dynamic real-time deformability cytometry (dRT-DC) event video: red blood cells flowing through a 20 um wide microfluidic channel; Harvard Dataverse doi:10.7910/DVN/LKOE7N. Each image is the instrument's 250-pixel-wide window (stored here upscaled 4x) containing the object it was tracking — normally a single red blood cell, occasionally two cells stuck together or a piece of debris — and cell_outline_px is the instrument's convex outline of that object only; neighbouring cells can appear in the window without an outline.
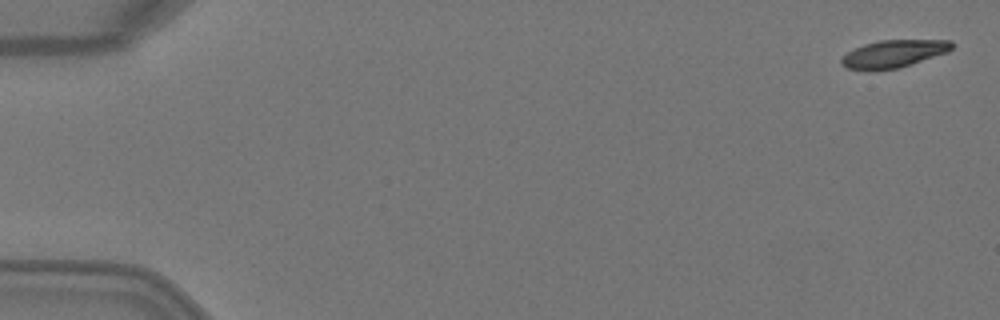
{"species": "Egyptian fruit bat (a non-hibernating species)", "species_latin": "Rousettus aegyptiacus", "temperature_condition": "warm", "stored_images_in_passage": 5, "camera_frame_rate_fps": 3000, "um_per_image_px": 0.085, "animal": {"sex": "female"}, "frame": {"image": 1, "passage_image": 1, "time_ms": 0.0, "image_size_px": [1000, 320], "cell_outline_px": [[956, 44], [948, 52], [896, 68], [848, 68], [840, 64], [840, 60], [848, 52], [864, 44], [880, 40], [952, 40]], "centroid_in_image_um": [76.03, 4.52], "position_along_channel_um": 9.0, "area_um2": 17.05}}
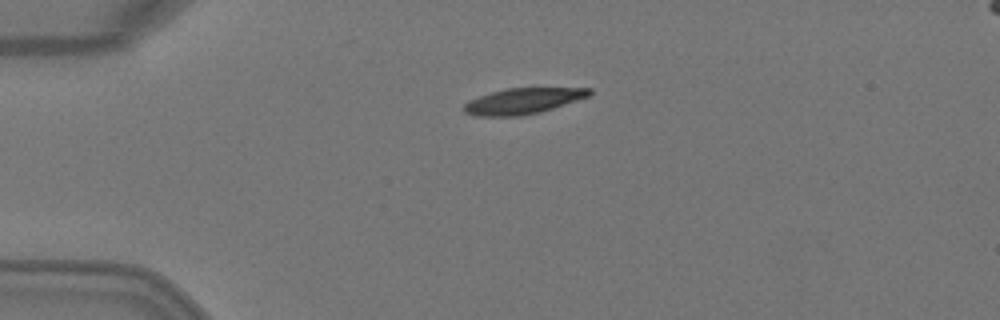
{"frame": {"image": 2, "passage_image": 4, "time_ms": 1.0, "image_size_px": [1000, 320], "cell_outline_px": [[592, 92], [588, 96], [540, 112], [520, 116], [476, 116], [464, 112], [464, 104], [468, 100], [504, 88], [592, 88]], "centroid_in_image_um": [44.41, 8.58], "position_along_channel_um": 40.6, "area_um2": 18.67}}